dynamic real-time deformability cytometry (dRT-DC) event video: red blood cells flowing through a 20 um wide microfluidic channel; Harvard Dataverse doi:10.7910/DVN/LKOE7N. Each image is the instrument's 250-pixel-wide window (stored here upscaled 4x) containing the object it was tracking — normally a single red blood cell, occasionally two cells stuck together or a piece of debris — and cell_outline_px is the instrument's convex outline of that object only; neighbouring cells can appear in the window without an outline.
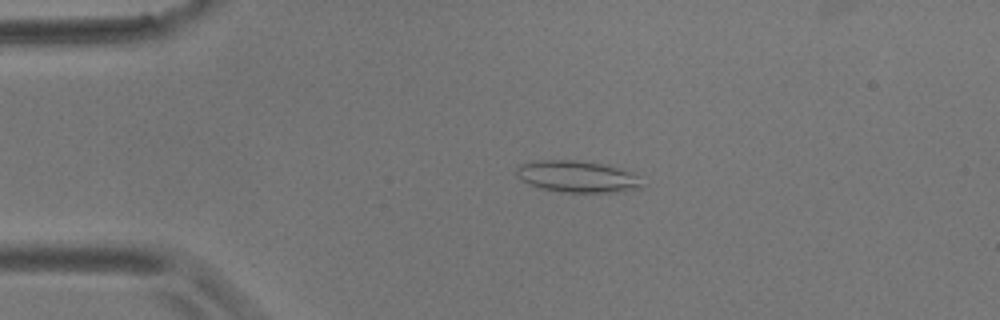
{"species": "common noctule bat (a hibernating species)", "species_latin": "Nyctalus noctula", "temperature_condition": "room temperature", "stored_images_in_passage": 35, "camera_frame_rate_fps": 3000, "um_per_image_px": 0.085, "animal": {"sex": "male", "body_mass_g": 17.9}, "frame": {"image": 1, "passage_image": 12, "time_ms": 3.667, "image_size_px": [1000, 320], "cell_outline_px": [[644, 188], [616, 192], [564, 192], [544, 188], [528, 184], [520, 180], [516, 176], [516, 168], [520, 164], [536, 160], [576, 160], [604, 164], [632, 172], [644, 184]], "centroid_in_image_um": [49.07, 15.0], "position_along_channel_um": 35.9, "area_um2": 23.24}}
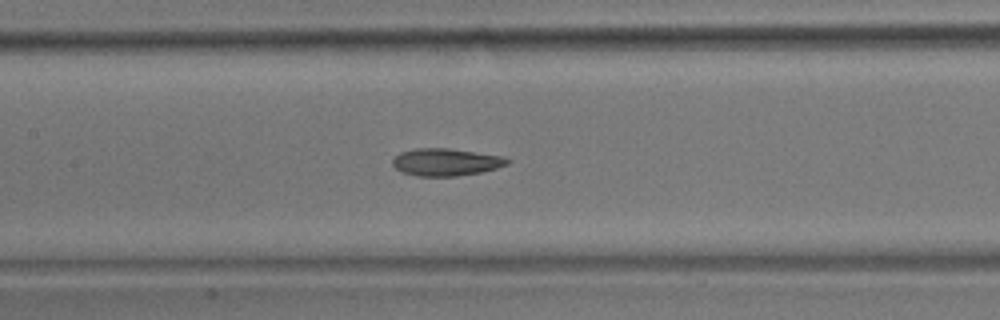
{"frame": {"image": 2, "passage_image": 26, "time_ms": 8.333, "image_size_px": [1000, 320], "cell_outline_px": [[512, 160], [508, 164], [496, 168], [480, 172], [456, 176], [416, 176], [400, 172], [392, 164], [392, 160], [400, 152], [416, 148], [448, 148], [504, 156]], "centroid_in_image_um": [37.9, 13.77], "position_along_channel_um": 169.5, "area_um2": 18.38}}
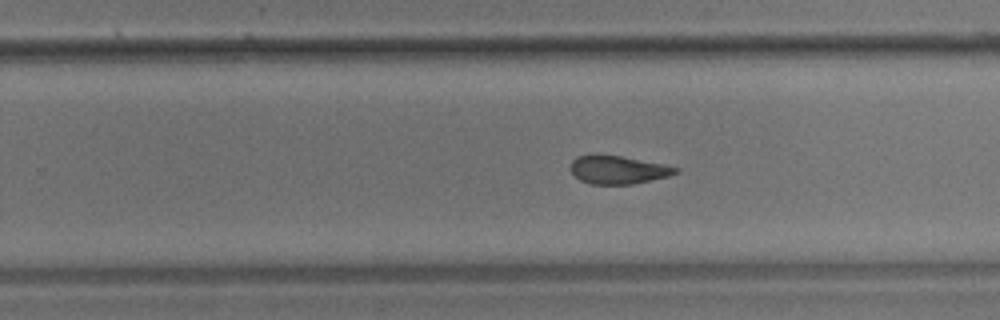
{"frame": {"image": 3, "passage_image": 35, "time_ms": 11.333, "image_size_px": [1000, 320], "cell_outline_px": [[680, 172], [668, 176], [632, 184], [592, 184], [580, 180], [572, 172], [572, 160], [576, 156], [620, 156], [664, 164], [680, 168]], "centroid_in_image_um": [52.59, 14.45], "position_along_channel_um": 277.2, "area_um2": 16.82}}